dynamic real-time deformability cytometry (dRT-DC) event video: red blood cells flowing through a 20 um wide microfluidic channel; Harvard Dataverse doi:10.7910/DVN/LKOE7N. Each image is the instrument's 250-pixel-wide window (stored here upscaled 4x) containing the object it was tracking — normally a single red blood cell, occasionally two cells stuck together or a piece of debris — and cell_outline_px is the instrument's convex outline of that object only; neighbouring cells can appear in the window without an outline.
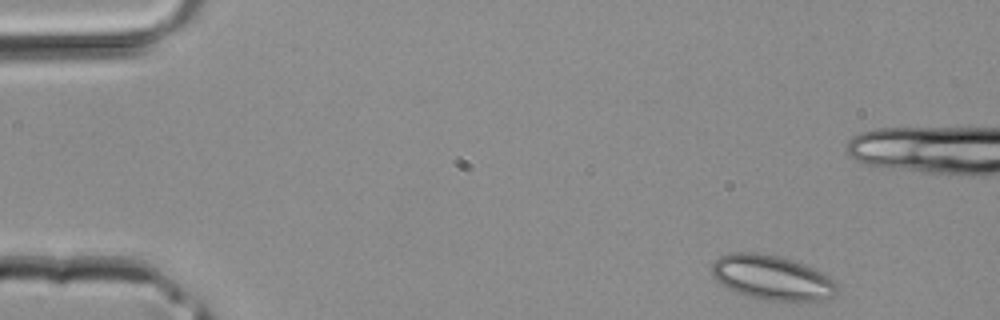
{"species": "common noctule bat (a hibernating species)", "species_latin": "Nyctalus noctula", "temperature_condition": "room temperature", "stored_images_in_passage": 40, "camera_frame_rate_fps": 3000, "um_per_image_px": 0.085, "animal": {"sex": "male", "body_mass_g": 20.4}, "frame": {"image": 1, "passage_image": 1, "time_ms": 0.0, "image_size_px": [1000, 320], "cell_outline_px": [[840, 292], [836, 296], [808, 304], [800, 304], [768, 300], [748, 296], [736, 292], [720, 284], [712, 276], [712, 264], [720, 256], [732, 252], [756, 252], [780, 256], [804, 264], [836, 280], [840, 288]], "centroid_in_image_um": [65.71, 23.65], "position_along_channel_um": 19.3, "area_um2": 33.64}}
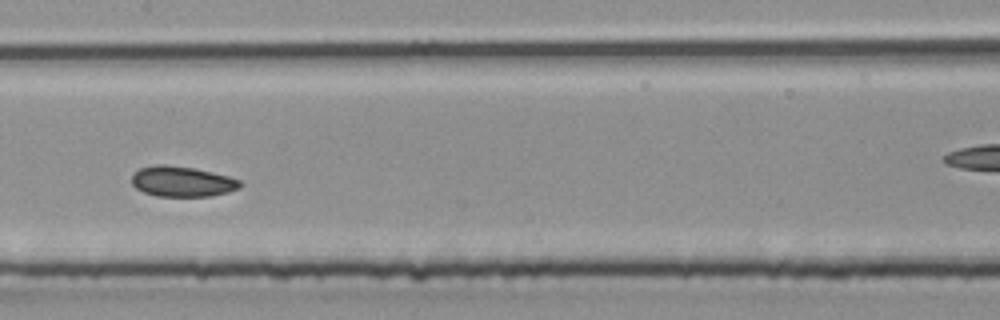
{"frame": {"image": 2, "passage_image": 18, "time_ms": 5.667, "image_size_px": [1000, 320], "cell_outline_px": [[244, 184], [240, 188], [228, 192], [212, 196], [156, 196], [144, 192], [136, 188], [132, 184], [132, 176], [140, 168], [156, 164], [164, 164], [196, 168], [228, 176], [240, 180]], "centroid_in_image_um": [15.51, 15.42], "position_along_channel_um": 191.9, "area_um2": 19.31}}
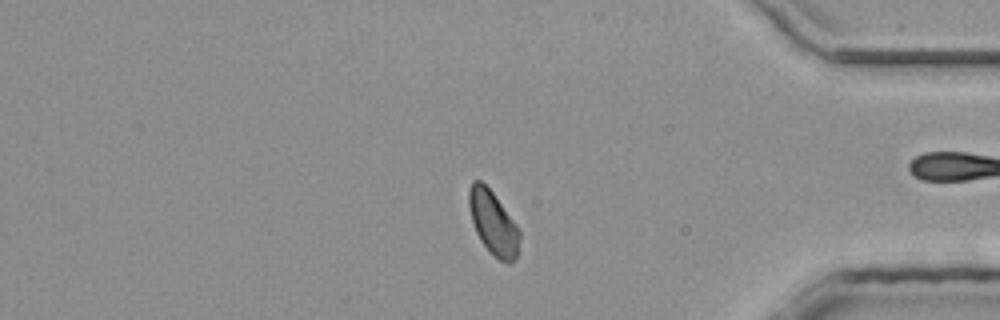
{"frame": {"image": 3, "passage_image": 32, "time_ms": 10.333, "image_size_px": [1000, 320], "cell_outline_px": [[520, 240], [516, 260], [512, 264], [508, 264], [500, 260], [480, 240], [476, 232], [472, 220], [468, 204], [468, 188], [472, 180], [480, 180], [492, 192], [516, 224], [520, 232]], "centroid_in_image_um": [41.92, 18.95], "position_along_channel_um": 393.3, "area_um2": 18.67}}